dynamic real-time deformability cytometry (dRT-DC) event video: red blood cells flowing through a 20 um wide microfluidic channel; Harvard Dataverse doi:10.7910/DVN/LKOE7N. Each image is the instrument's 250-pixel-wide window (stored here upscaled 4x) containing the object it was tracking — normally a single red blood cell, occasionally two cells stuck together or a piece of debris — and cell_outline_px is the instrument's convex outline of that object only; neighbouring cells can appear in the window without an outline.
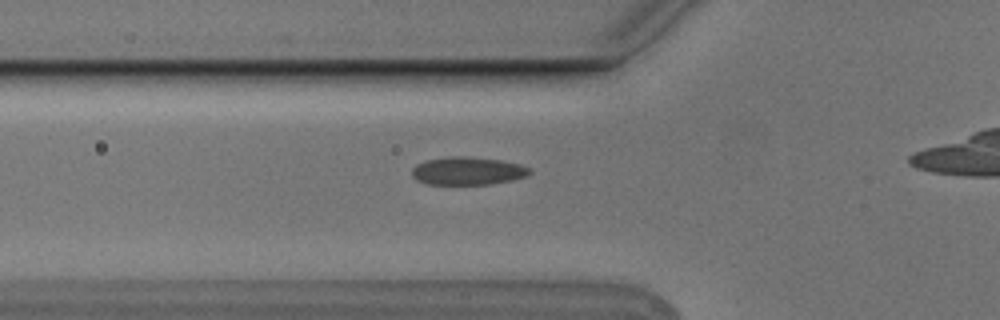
{"species": "Egyptian fruit bat (a non-hibernating species)", "species_latin": "Rousettus aegyptiacus", "temperature_condition": "cold", "stored_images_in_passage": 31, "camera_frame_rate_fps": 3000, "um_per_image_px": 0.085, "animal": {"sex": "male"}, "frame": {"image": 1, "passage_image": 4, "time_ms": 1.0, "image_size_px": [1000, 320], "cell_outline_px": [[532, 172], [528, 176], [512, 180], [492, 184], [424, 184], [416, 180], [412, 176], [412, 168], [416, 164], [424, 160], [452, 156], [464, 156], [500, 160], [520, 164], [532, 168]], "centroid_in_image_um": [39.76, 14.53], "position_along_channel_um": 86.0, "area_um2": 19.42}}
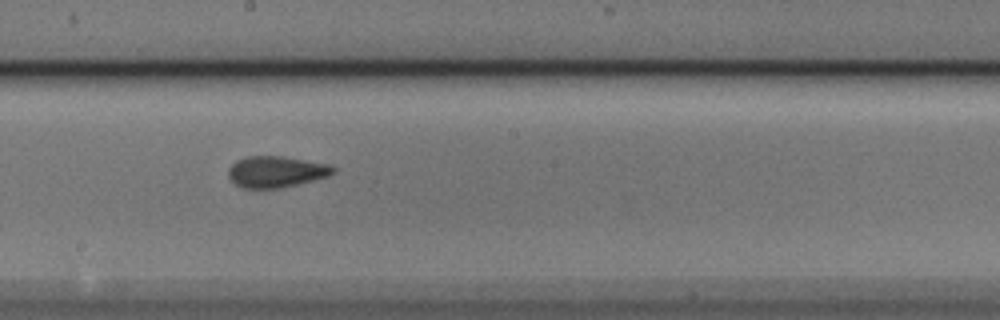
{"frame": {"image": 2, "passage_image": 15, "time_ms": 4.667, "image_size_px": [1000, 320], "cell_outline_px": [[336, 172], [328, 176], [280, 188], [244, 188], [236, 184], [228, 176], [228, 168], [236, 160], [248, 156], [280, 156], [328, 164], [336, 168]], "centroid_in_image_um": [23.45, 14.59], "position_along_channel_um": 224.7, "area_um2": 18.9}}
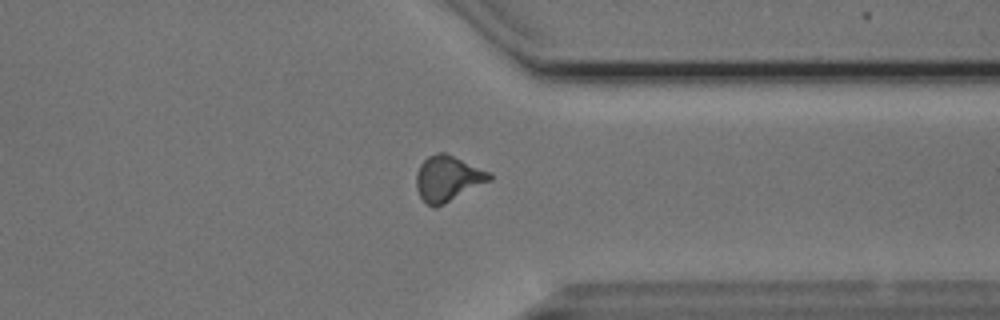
{"frame": {"image": 3, "passage_image": 27, "time_ms": 8.667, "image_size_px": [1000, 320], "cell_outline_px": [[492, 180], [436, 208], [432, 208], [420, 196], [416, 188], [416, 172], [420, 164], [428, 156], [436, 152], [444, 152], [492, 172]], "centroid_in_image_um": [38.07, 15.17], "position_along_channel_um": 373.3, "area_um2": 19.59}}